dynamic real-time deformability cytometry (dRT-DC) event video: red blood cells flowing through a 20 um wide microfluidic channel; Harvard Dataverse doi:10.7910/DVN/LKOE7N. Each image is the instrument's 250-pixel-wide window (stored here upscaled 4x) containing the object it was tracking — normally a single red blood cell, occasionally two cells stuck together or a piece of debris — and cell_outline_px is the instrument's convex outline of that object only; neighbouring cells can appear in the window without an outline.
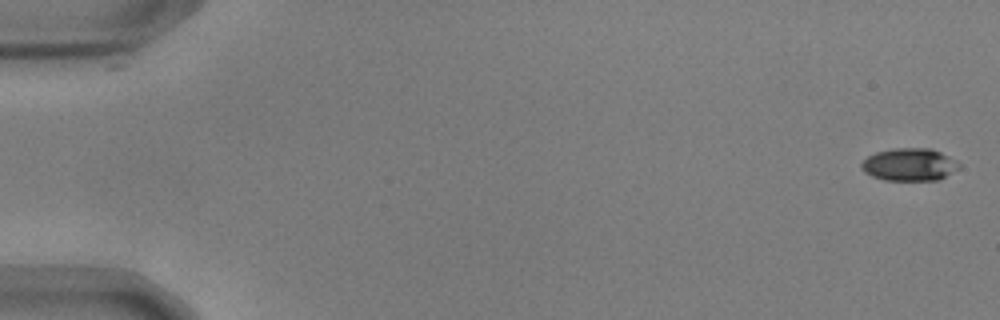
{"species": "common noctule bat (a hibernating species)", "species_latin": "Nyctalus noctula", "temperature_condition": "warm", "stored_images_in_passage": 55, "camera_frame_rate_fps": 3000, "um_per_image_px": 0.085, "animal": {"sex": "male", "body_mass_g": 17.9, "forearm_length_mm": 54.2}, "frame": {"image": 1, "passage_image": 1, "time_ms": 0.0, "image_size_px": [1000, 320], "cell_outline_px": [[960, 168], [940, 180], [884, 180], [872, 176], [864, 172], [860, 168], [860, 164], [868, 156], [876, 152], [896, 148], [932, 148], [956, 160], [960, 164]], "centroid_in_image_um": [77.31, 13.99], "position_along_channel_um": 7.7, "area_um2": 18.67}}
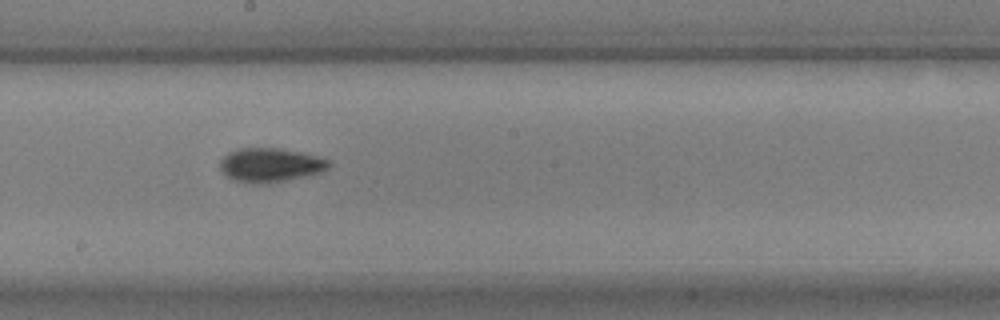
{"frame": {"image": 2, "passage_image": 31, "time_ms": 10.0, "image_size_px": [1000, 320], "cell_outline_px": [[332, 164], [328, 168], [320, 172], [284, 180], [264, 184], [256, 184], [232, 180], [220, 168], [220, 160], [228, 152], [240, 148], [280, 148], [300, 152], [316, 156], [328, 160]], "centroid_in_image_um": [22.95, 14.02], "position_along_channel_um": 225.3, "area_um2": 21.33}}
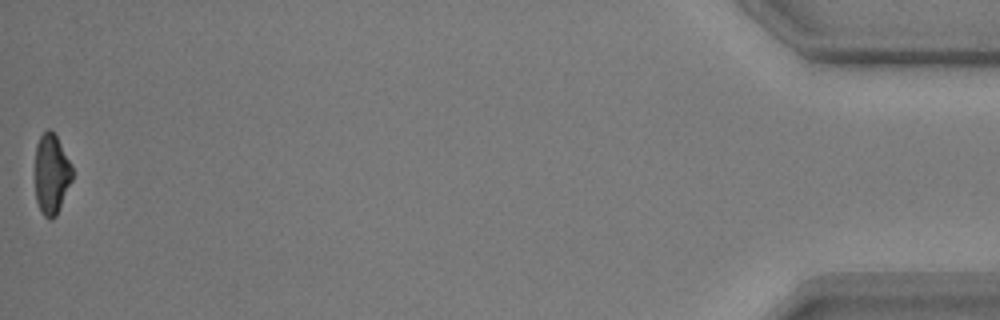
{"frame": {"image": 3, "passage_image": 55, "time_ms": 18.0, "image_size_px": [1000, 320], "cell_outline_px": [[72, 180], [56, 216], [52, 220], [48, 220], [44, 216], [36, 200], [36, 144], [40, 136], [48, 128], [56, 136], [72, 164]], "centroid_in_image_um": [4.39, 14.81], "position_along_channel_um": 430.8, "area_um2": 17.22}, "authors_computed_cell_mechanics": {"area_um2": 19.363, "velocity_mm_per_s": 3.6981, "shape_relaxation_time_tau1_ms": 2.9907, "shape_relaxation_time_tau2_ms": 3.5262, "deformation_change_tau1": 0.1283, "deformation_change_tau2": 0.0853}}